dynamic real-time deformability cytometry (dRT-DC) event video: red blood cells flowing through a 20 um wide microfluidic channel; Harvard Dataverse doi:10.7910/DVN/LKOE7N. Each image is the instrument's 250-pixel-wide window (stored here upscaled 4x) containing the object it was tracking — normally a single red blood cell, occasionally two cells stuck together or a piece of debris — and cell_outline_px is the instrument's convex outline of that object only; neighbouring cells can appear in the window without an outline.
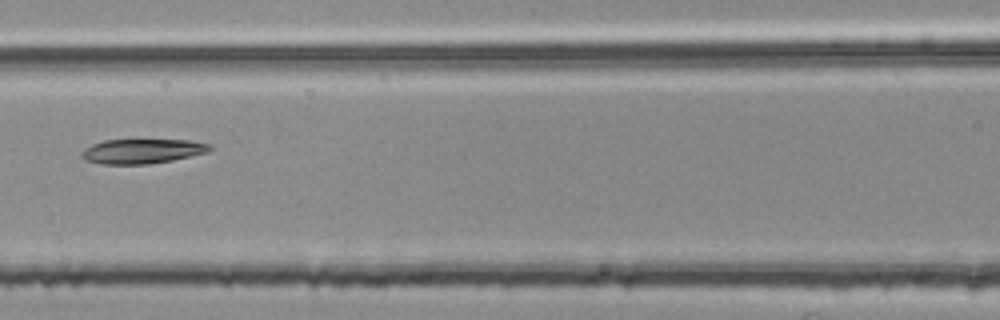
{"species": "common noctule bat (a hibernating species)", "species_latin": "Nyctalus noctula", "temperature_condition": "room temperature", "stored_images_in_passage": 5, "camera_frame_rate_fps": 3000, "um_per_image_px": 0.085, "animal": {"sex": "female", "body_mass_g": 25.1}, "frame": {"image": 1, "passage_image": 5, "time_ms": 1.333, "image_size_px": [1000, 320], "cell_outline_px": [[212, 148], [208, 152], [172, 160], [148, 164], [100, 164], [84, 160], [80, 156], [80, 152], [84, 148], [92, 144], [104, 140], [188, 140], [212, 144]], "centroid_in_image_um": [12.05, 12.85], "position_along_channel_um": 154.6, "area_um2": 18.5}}